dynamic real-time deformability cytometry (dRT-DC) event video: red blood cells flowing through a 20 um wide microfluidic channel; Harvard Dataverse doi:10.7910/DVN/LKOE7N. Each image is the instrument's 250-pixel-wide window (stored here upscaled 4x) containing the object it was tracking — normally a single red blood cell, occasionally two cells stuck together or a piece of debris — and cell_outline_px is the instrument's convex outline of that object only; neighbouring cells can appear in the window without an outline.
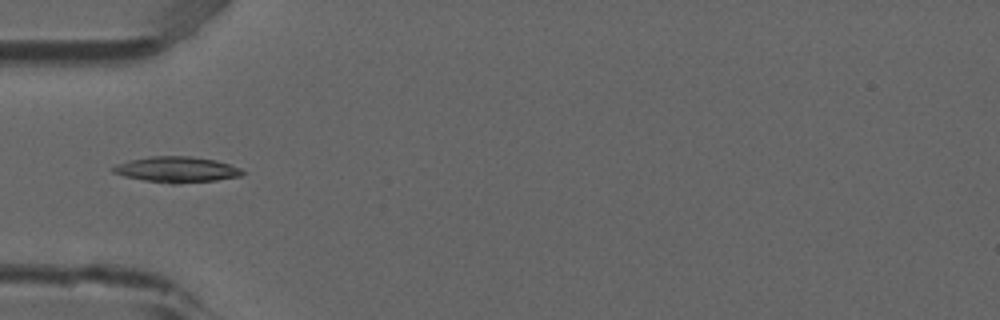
{"species": "common noctule bat (a hibernating species)", "species_latin": "Nyctalus noctula", "temperature_condition": "room temperature", "stored_images_in_passage": 5, "camera_frame_rate_fps": 3000, "um_per_image_px": 0.085, "animal": {"sex": "male", "forearm_length_mm": 52.5}, "frame": {"image": 1, "passage_image": 5, "time_ms": 1.333, "image_size_px": [1000, 320], "cell_outline_px": [[244, 172], [240, 176], [216, 180], [176, 184], [172, 184], [144, 180], [124, 176], [112, 172], [112, 168], [116, 164], [128, 160], [148, 156], [192, 156], [216, 160], [240, 168]], "centroid_in_image_um": [14.99, 14.4], "position_along_channel_um": 70.0, "area_um2": 19.42}}